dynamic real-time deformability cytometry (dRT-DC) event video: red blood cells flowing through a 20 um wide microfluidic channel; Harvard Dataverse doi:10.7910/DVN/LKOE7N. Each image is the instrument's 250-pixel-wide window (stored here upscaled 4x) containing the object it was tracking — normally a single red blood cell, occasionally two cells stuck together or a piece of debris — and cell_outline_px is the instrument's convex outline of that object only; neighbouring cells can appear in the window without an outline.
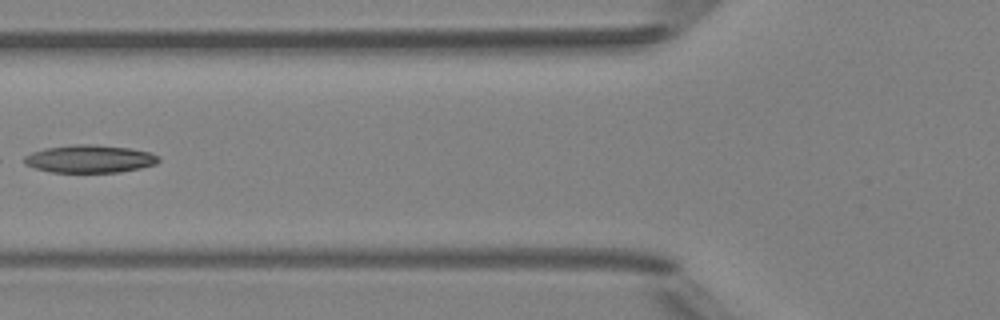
{"species": "Egyptian fruit bat (a non-hibernating species)", "species_latin": "Rousettus aegyptiacus", "temperature_condition": "room temperature", "stored_images_in_passage": 9, "camera_frame_rate_fps": 3000, "um_per_image_px": 0.085, "animal": {"sex": "female"}, "frame": {"image": 1, "passage_image": 8, "time_ms": 8.0, "image_size_px": [1000, 320], "cell_outline_px": [[160, 160], [156, 164], [140, 168], [120, 172], [52, 172], [36, 168], [24, 164], [24, 156], [32, 152], [44, 148], [72, 144], [92, 144], [128, 148], [152, 152], [160, 156]], "centroid_in_image_um": [7.64, 13.49], "position_along_channel_um": 118.2, "area_um2": 21.85}}
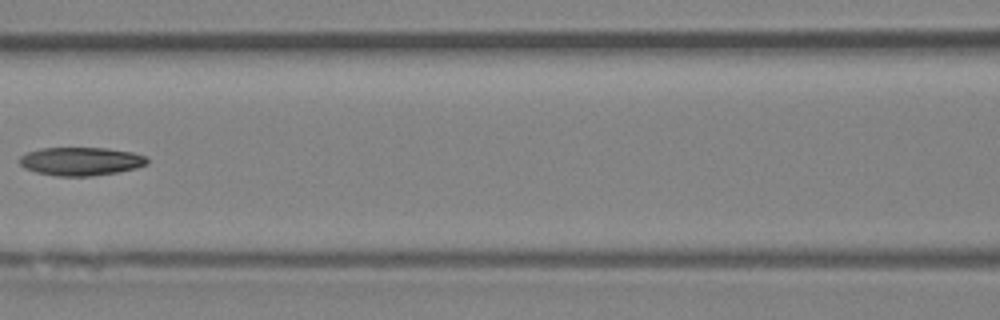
{"frame": {"image": 2, "passage_image": 9, "time_ms": 9.0, "image_size_px": [1000, 320], "cell_outline_px": [[148, 164], [136, 168], [116, 172], [92, 176], [56, 176], [36, 172], [24, 168], [20, 164], [20, 156], [28, 152], [40, 148], [108, 148], [132, 152], [144, 156], [148, 160]], "centroid_in_image_um": [6.86, 13.71], "position_along_channel_um": 159.7, "area_um2": 21.04}}